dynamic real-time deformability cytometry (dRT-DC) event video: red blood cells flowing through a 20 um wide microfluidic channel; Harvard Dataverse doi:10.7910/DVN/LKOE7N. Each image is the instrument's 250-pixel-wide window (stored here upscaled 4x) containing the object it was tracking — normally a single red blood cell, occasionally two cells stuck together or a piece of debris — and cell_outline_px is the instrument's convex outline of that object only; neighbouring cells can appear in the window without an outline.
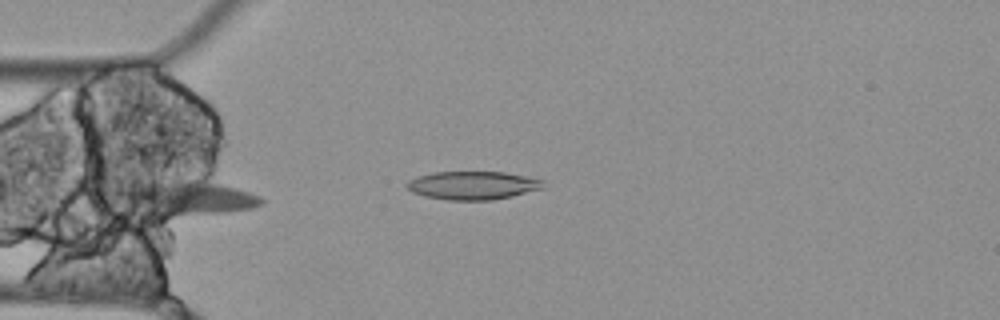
{"species": "Egyptian fruit bat (a non-hibernating species)", "species_latin": "Rousettus aegyptiacus", "temperature_condition": "cold", "stored_images_in_passage": 8, "camera_frame_rate_fps": 3000, "um_per_image_px": 0.085, "animal": {"sex": "female"}, "frame": {"image": 1, "passage_image": 7, "time_ms": 2.0, "image_size_px": [1000, 320], "cell_outline_px": [[544, 188], [512, 196], [492, 200], [448, 200], [424, 196], [412, 192], [404, 184], [408, 180], [416, 176], [432, 172], [504, 172], [544, 180]], "centroid_in_image_um": [40.16, 15.76], "position_along_channel_um": 44.8, "area_um2": 22.6}}